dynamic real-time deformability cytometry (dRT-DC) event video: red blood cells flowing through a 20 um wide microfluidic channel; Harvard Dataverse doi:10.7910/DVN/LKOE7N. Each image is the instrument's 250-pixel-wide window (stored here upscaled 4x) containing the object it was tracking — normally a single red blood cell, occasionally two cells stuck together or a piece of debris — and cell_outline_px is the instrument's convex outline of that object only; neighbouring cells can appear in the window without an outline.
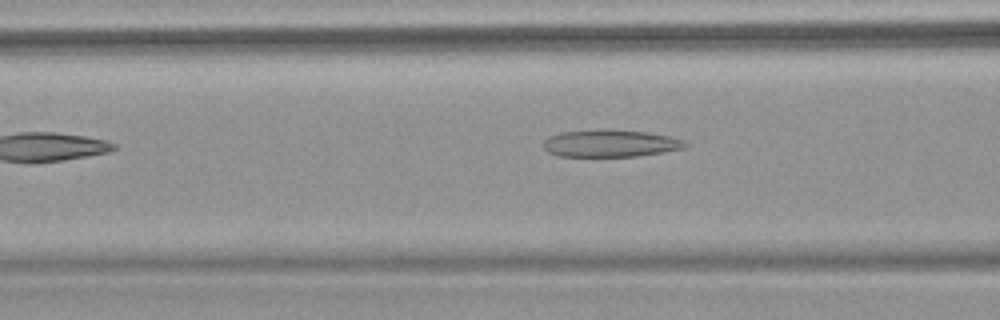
{"species": "common noctule bat (a hibernating species)", "species_latin": "Nyctalus noctula", "temperature_condition": "warm", "stored_images_in_passage": 5, "camera_frame_rate_fps": 3000, "um_per_image_px": 0.085, "animal": {"sex": "female", "body_mass_g": 18.4}, "frame": {"image": 1, "passage_image": 5, "time_ms": 4.667, "image_size_px": [1000, 320], "cell_outline_px": [[688, 144], [684, 148], [664, 152], [636, 156], [556, 156], [548, 152], [544, 148], [544, 140], [548, 136], [560, 132], [596, 128], [644, 132], [672, 136], [684, 140]], "centroid_in_image_um": [51.85, 12.17], "position_along_channel_um": 114.7, "area_um2": 22.77}}